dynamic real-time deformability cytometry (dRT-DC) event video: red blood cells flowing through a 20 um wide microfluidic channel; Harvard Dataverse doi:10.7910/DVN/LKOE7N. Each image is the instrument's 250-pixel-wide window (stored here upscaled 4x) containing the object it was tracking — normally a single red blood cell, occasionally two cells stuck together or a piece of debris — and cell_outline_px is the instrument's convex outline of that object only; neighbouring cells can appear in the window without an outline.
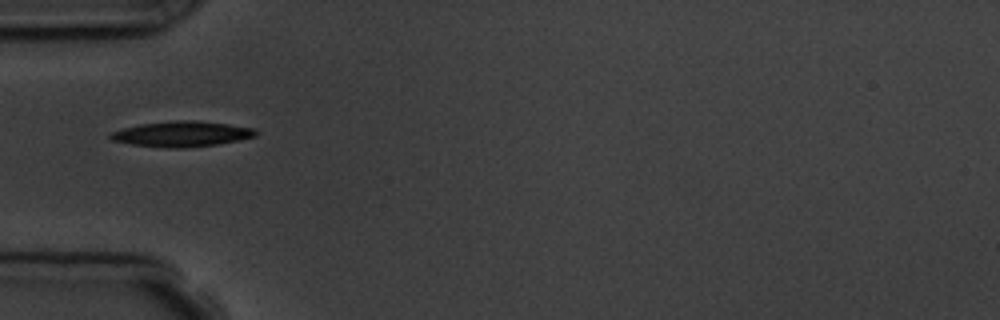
{"species": "common noctule bat (a hibernating species)", "species_latin": "Nyctalus noctula", "temperature_condition": "room temperature", "stored_images_in_passage": 10, "camera_frame_rate_fps": 3000, "um_per_image_px": 0.085, "animal": {"sex": "male", "body_mass_g": 19.5, "forearm_length_mm": 54.6}, "frame": {"image": 1, "passage_image": 5, "time_ms": 4.667, "image_size_px": [1000, 320], "cell_outline_px": [[256, 136], [216, 144], [184, 148], [168, 148], [132, 144], [112, 140], [108, 136], [112, 132], [124, 128], [140, 124], [176, 120], [196, 120], [228, 124], [252, 128], [256, 132]], "centroid_in_image_um": [15.42, 11.38], "position_along_channel_um": 69.6, "area_um2": 21.21}}
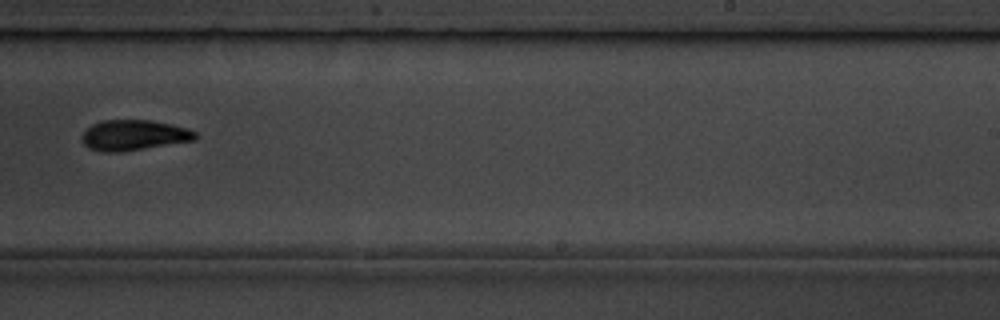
{"frame": {"image": 2, "passage_image": 10, "time_ms": 10.333, "image_size_px": [1000, 320], "cell_outline_px": [[196, 140], [120, 152], [100, 152], [88, 148], [84, 144], [80, 136], [92, 124], [100, 120], [148, 120], [188, 128], [196, 132]], "centroid_in_image_um": [11.33, 11.5], "position_along_channel_um": 277.7, "area_um2": 20.11}}